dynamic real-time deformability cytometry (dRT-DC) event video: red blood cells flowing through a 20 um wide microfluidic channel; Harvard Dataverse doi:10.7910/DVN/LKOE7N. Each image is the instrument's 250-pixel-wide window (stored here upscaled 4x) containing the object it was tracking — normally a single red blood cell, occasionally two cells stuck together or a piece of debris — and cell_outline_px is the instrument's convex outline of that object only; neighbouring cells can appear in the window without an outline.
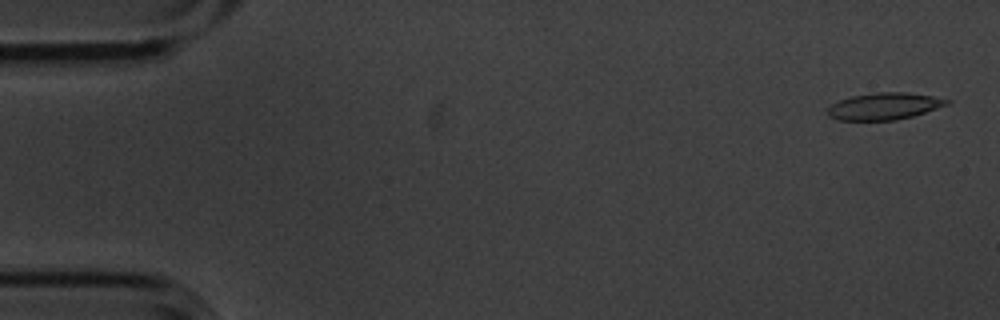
{"species": "common noctule bat (a hibernating species)", "species_latin": "Nyctalus noctula", "temperature_condition": "cold", "stored_images_in_passage": 5, "camera_frame_rate_fps": 3000, "um_per_image_px": 0.085, "animal": {"sex": "male", "body_mass_g": 20.1, "forearm_length_mm": 53.5}, "frame": {"image": 1, "passage_image": 1, "time_ms": 0.0, "image_size_px": [1000, 320], "cell_outline_px": [[952, 100], [948, 104], [912, 116], [896, 120], [836, 120], [828, 116], [828, 108], [832, 104], [840, 100], [852, 96], [872, 92], [908, 92], [932, 96]], "centroid_in_image_um": [75.14, 9.02], "position_along_channel_um": 9.9, "area_um2": 18.61}}
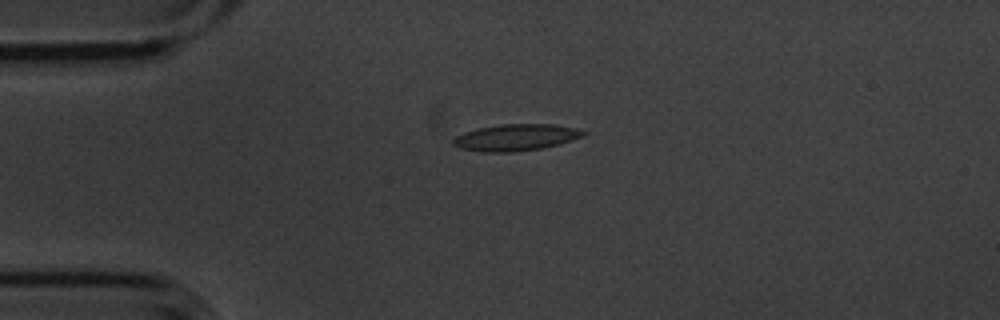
{"frame": {"image": 2, "passage_image": 4, "time_ms": 1.0, "image_size_px": [1000, 320], "cell_outline_px": [[588, 132], [584, 136], [560, 144], [544, 148], [512, 152], [480, 152], [460, 148], [452, 144], [452, 140], [456, 136], [464, 132], [480, 128], [500, 124], [556, 124], [576, 128]], "centroid_in_image_um": [43.87, 11.68], "position_along_channel_um": 41.1, "area_um2": 20.35}}